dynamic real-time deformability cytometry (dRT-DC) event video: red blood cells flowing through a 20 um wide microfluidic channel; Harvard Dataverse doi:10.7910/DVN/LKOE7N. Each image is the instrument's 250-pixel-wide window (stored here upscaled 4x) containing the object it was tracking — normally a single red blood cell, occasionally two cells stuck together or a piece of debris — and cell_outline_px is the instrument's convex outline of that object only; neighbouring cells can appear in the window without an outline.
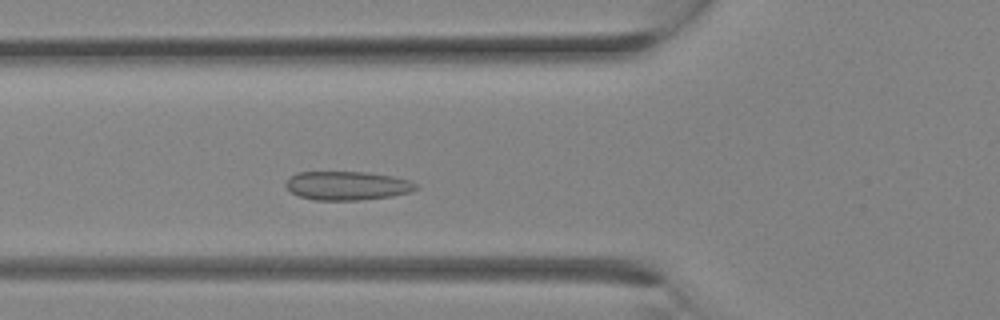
{"species": "Egyptian fruit bat (a non-hibernating species)", "species_latin": "Rousettus aegyptiacus", "temperature_condition": "room temperature", "stored_images_in_passage": 25, "camera_frame_rate_fps": 3000, "um_per_image_px": 0.085, "animal": {"sex": "female"}, "frame": {"image": 1, "passage_image": 7, "time_ms": 2.0, "image_size_px": [1000, 320], "cell_outline_px": [[420, 188], [408, 192], [392, 196], [360, 200], [316, 200], [300, 196], [292, 192], [284, 184], [288, 176], [296, 172], [368, 172], [392, 176], [408, 180], [420, 184]], "centroid_in_image_um": [29.52, 15.77], "position_along_channel_um": 96.3, "area_um2": 21.96}}
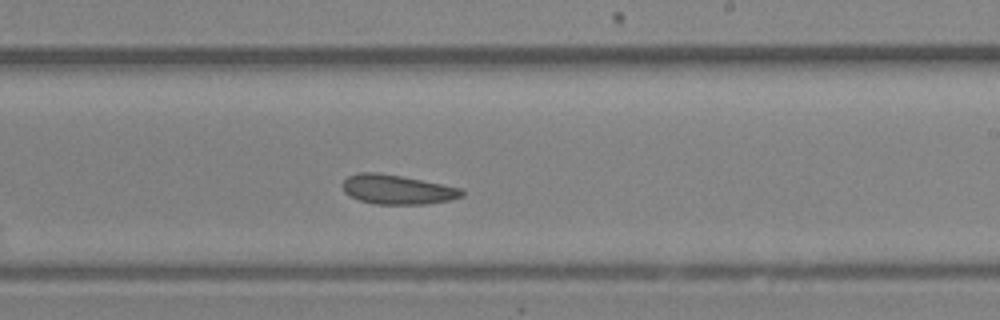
{"frame": {"image": 2, "passage_image": 14, "time_ms": 4.333, "image_size_px": [1000, 320], "cell_outline_px": [[464, 196], [452, 200], [424, 204], [376, 204], [360, 200], [344, 192], [344, 180], [348, 176], [360, 172], [376, 172], [400, 176], [460, 188], [464, 192]], "centroid_in_image_um": [33.78, 16.11], "position_along_channel_um": 255.2, "area_um2": 20.11}}
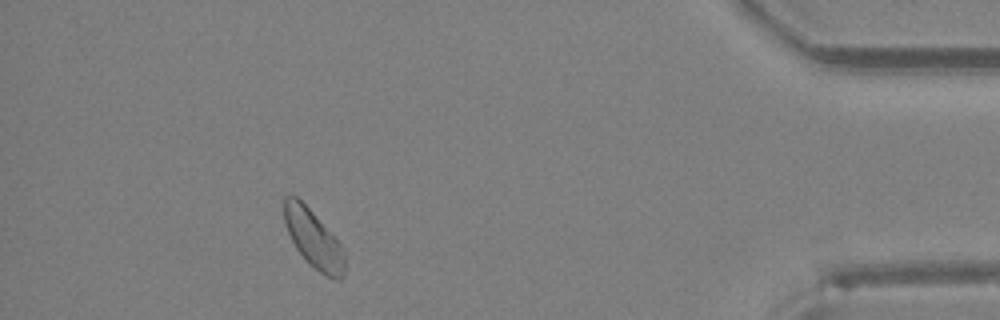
{"frame": {"image": 3, "passage_image": 23, "time_ms": 7.333, "image_size_px": [1000, 320], "cell_outline_px": [[344, 276], [340, 280], [336, 280], [320, 272], [296, 248], [284, 224], [284, 196], [296, 196], [312, 212], [344, 248]], "centroid_in_image_um": [26.65, 20.3], "position_along_channel_um": 408.6, "area_um2": 19.83}}